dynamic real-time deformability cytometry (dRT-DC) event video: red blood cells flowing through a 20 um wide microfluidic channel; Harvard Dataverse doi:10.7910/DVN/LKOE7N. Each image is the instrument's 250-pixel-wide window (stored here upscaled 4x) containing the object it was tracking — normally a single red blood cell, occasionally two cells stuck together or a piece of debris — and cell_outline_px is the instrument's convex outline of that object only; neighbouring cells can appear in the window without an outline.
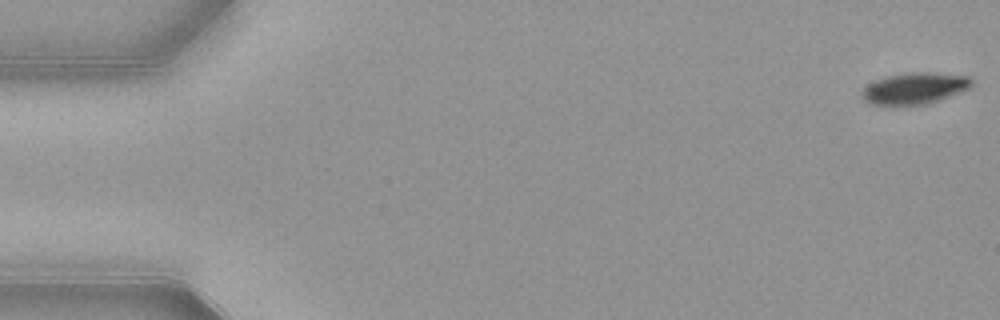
{"species": "common noctule bat (a hibernating species)", "species_latin": "Nyctalus noctula", "temperature_condition": "warm", "stored_images_in_passage": 53, "camera_frame_rate_fps": 3000, "um_per_image_px": 0.085, "animal": {"sex": "female", "body_mass_g": 21.9}, "frame": {"image": 1, "passage_image": 1, "time_ms": 0.0, "image_size_px": [1000, 320], "cell_outline_px": [[972, 88], [940, 100], [928, 104], [868, 104], [860, 96], [860, 92], [868, 84], [876, 80], [888, 76], [908, 72], [928, 72], [968, 76], [972, 80]], "centroid_in_image_um": [77.76, 7.5], "position_along_channel_um": 7.2, "area_um2": 20.11}}
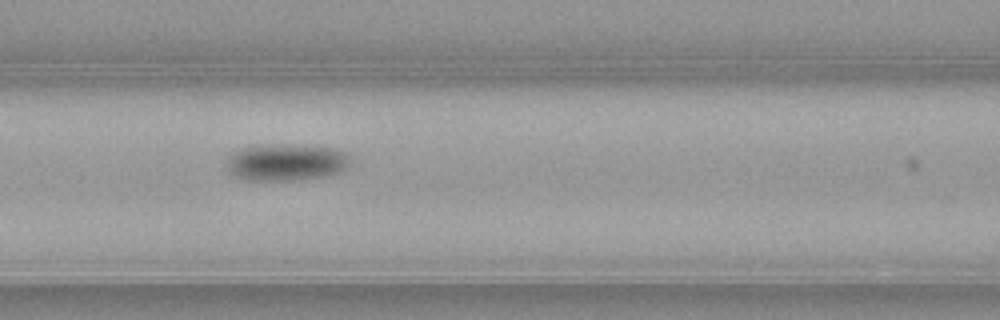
{"frame": {"image": 2, "passage_image": 23, "time_ms": 7.333, "image_size_px": [1000, 320], "cell_outline_px": [[352, 160], [348, 168], [340, 172], [324, 176], [300, 180], [252, 180], [236, 176], [228, 172], [228, 156], [232, 152], [252, 144], [288, 144], [332, 148], [344, 152], [352, 156]], "centroid_in_image_um": [24.35, 13.77], "position_along_channel_um": 142.3, "area_um2": 26.99}}
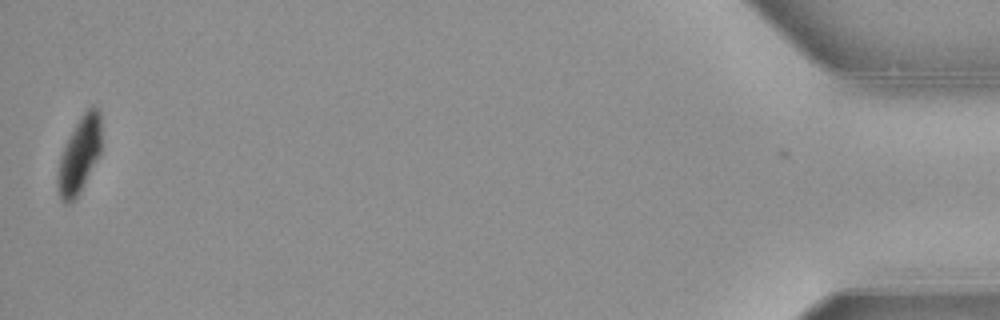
{"frame": {"image": 3, "passage_image": 53, "time_ms": 17.333, "image_size_px": [1000, 320], "cell_outline_px": [[100, 156], [80, 192], [68, 204], [64, 204], [60, 200], [56, 180], [56, 176], [60, 156], [80, 116], [92, 104], [100, 112]], "centroid_in_image_um": [6.74, 13.22], "position_along_channel_um": 428.5, "area_um2": 19.31}, "authors_computed_cell_mechanics": {"area_um2": 23.409, "velocity_mm_per_s": 3.8604, "shape_relaxation_time_tau1_ms": 3.0728, "shape_relaxation_time_tau2_ms": null, "deformation_change_tau1": 0.1114, "deformation_change_tau2": null}}